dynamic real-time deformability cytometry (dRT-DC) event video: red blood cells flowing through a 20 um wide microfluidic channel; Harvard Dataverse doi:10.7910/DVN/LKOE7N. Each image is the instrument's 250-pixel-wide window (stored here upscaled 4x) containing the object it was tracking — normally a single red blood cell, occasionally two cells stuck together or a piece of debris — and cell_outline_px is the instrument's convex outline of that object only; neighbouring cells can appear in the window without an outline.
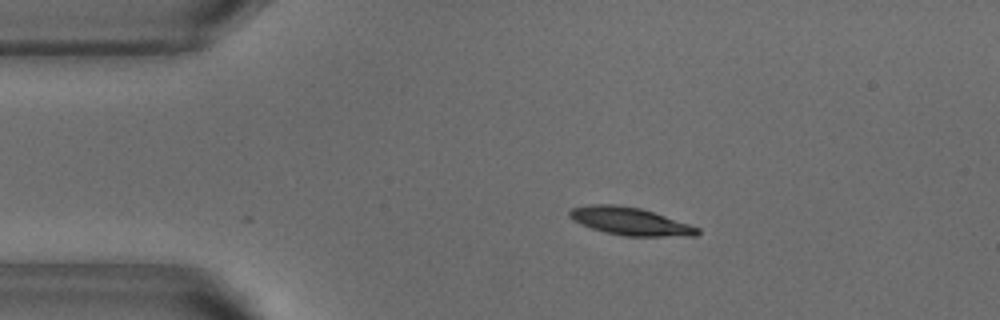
{"species": "common noctule bat (a hibernating species)", "species_latin": "Nyctalus noctula", "temperature_condition": "warm", "stored_images_in_passage": 3, "camera_frame_rate_fps": 3000, "um_per_image_px": 0.085, "animal": {"sex": "male", "body_mass_g": 18.8}, "frame": {"image": 1, "passage_image": 1, "time_ms": 0.0, "image_size_px": [1000, 320], "cell_outline_px": [[700, 232], [696, 236], [624, 236], [604, 232], [580, 224], [568, 216], [568, 212], [572, 208], [588, 204], [616, 204], [640, 208], [700, 228]], "centroid_in_image_um": [53.52, 18.81], "position_along_channel_um": 31.5, "area_um2": 20.58}}